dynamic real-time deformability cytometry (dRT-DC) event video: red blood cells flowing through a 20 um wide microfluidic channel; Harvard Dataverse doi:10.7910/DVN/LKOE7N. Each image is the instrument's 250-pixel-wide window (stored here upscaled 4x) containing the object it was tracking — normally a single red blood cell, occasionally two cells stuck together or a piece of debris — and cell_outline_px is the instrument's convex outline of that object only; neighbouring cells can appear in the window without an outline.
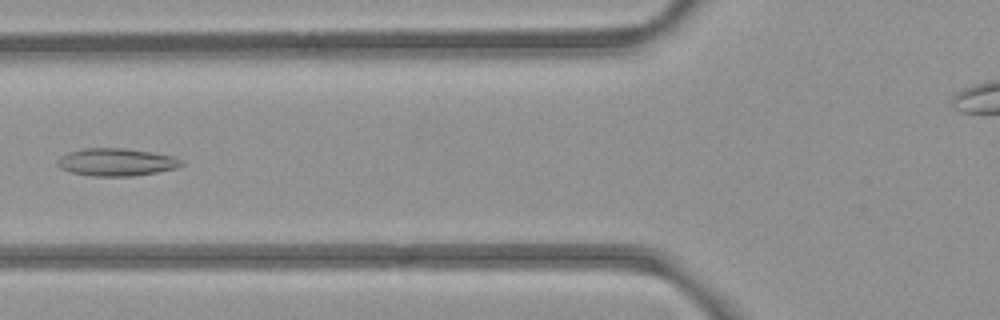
{"species": "common noctule bat (a hibernating species)", "species_latin": "Nyctalus noctula", "temperature_condition": "room temperature", "stored_images_in_passage": 7, "camera_frame_rate_fps": 3000, "um_per_image_px": 0.085, "animal": {"sex": "female", "body_mass_g": 21.9}, "frame": {"image": 1, "passage_image": 6, "time_ms": 6.667, "image_size_px": [1000, 320], "cell_outline_px": [[184, 164], [176, 168], [156, 172], [132, 176], [92, 176], [72, 172], [60, 168], [56, 164], [56, 160], [60, 156], [68, 152], [84, 148], [124, 148], [152, 152], [172, 156], [184, 160]], "centroid_in_image_um": [9.88, 13.77], "position_along_channel_um": 115.9, "area_um2": 20.0}}
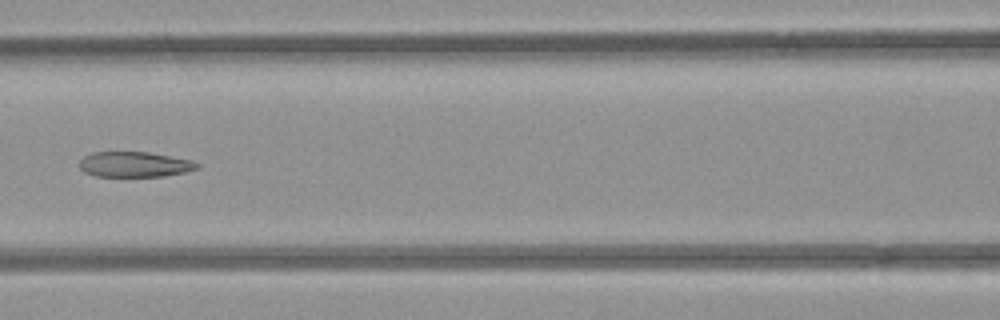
{"frame": {"image": 2, "passage_image": 7, "time_ms": 7.667, "image_size_px": [1000, 320], "cell_outline_px": [[200, 168], [184, 172], [164, 176], [96, 176], [84, 172], [80, 168], [80, 160], [84, 156], [92, 152], [148, 152], [192, 160], [200, 164]], "centroid_in_image_um": [11.45, 13.97], "position_along_channel_um": 155.2, "area_um2": 17.34}}